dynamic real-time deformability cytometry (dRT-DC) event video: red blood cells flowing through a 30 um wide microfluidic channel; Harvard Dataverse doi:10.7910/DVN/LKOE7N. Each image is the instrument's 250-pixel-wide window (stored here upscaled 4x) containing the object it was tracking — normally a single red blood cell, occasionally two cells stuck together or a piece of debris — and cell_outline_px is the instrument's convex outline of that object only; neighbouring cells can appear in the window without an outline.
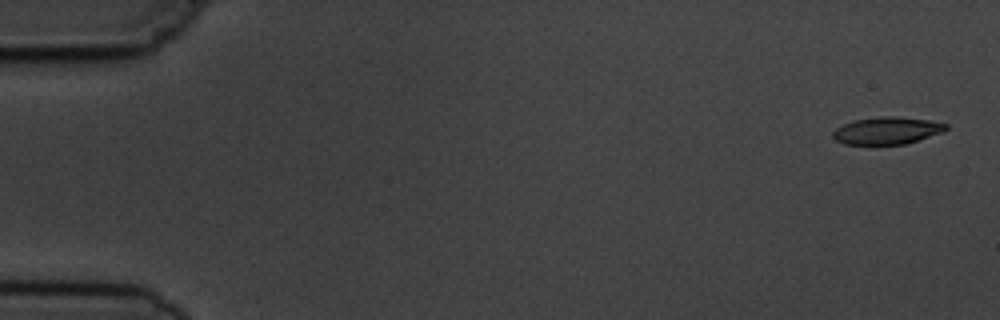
{"species": "common noctule bat (a hibernating species)", "species_latin": "Nyctalus noctula", "temperature_condition": "cold", "stored_images_in_passage": 5, "camera_frame_rate_fps": 3000, "um_per_image_px": 0.085, "animal": {"sex": "male", "body_mass_g": 19.5, "forearm_length_mm": 54.6}, "frame": {"image": 1, "passage_image": 1, "time_ms": 0.0, "image_size_px": [1000, 320], "cell_outline_px": [[948, 128], [944, 132], [904, 144], [844, 144], [836, 140], [832, 136], [832, 132], [836, 128], [852, 120], [884, 116], [896, 116], [928, 120], [948, 124]], "centroid_in_image_um": [75.4, 11.09], "position_along_channel_um": 9.6, "area_um2": 17.92}}
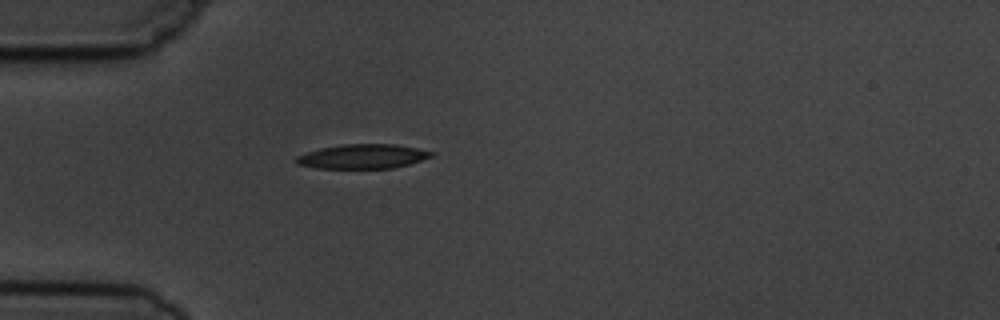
{"frame": {"image": 2, "passage_image": 5, "time_ms": 4.667, "image_size_px": [1000, 320], "cell_outline_px": [[436, 152], [432, 156], [408, 164], [392, 168], [316, 168], [296, 164], [296, 156], [320, 148], [344, 144], [396, 144]], "centroid_in_image_um": [30.82, 13.29], "position_along_channel_um": 54.2, "area_um2": 19.07}}